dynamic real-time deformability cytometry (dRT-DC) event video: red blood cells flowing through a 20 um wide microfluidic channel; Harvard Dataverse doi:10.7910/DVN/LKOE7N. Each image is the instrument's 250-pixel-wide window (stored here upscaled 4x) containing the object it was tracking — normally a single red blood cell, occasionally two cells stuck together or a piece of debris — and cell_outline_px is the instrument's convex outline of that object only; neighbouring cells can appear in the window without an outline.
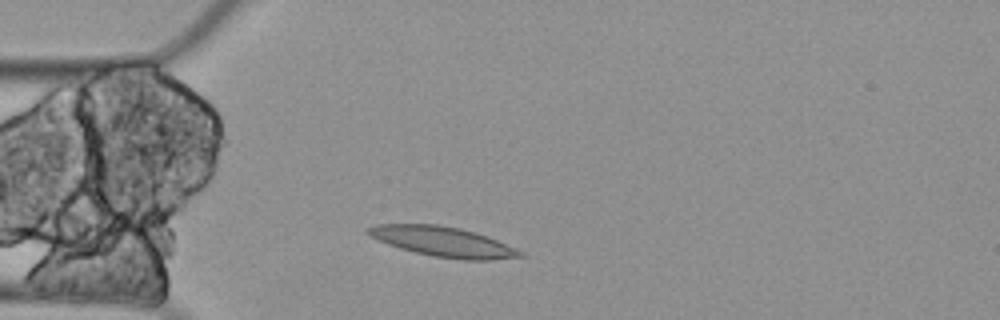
{"species": "Egyptian fruit bat (a non-hibernating species)", "species_latin": "Rousettus aegyptiacus", "temperature_condition": "cold", "stored_images_in_passage": 2, "camera_frame_rate_fps": 3000, "um_per_image_px": 0.085, "animal": {"sex": "female"}, "frame": {"image": 1, "passage_image": 2, "time_ms": 0.333, "image_size_px": [1000, 320], "cell_outline_px": [[524, 256], [492, 260], [464, 260], [436, 256], [416, 252], [400, 248], [388, 244], [364, 232], [364, 228], [376, 224], [436, 224], [460, 228], [496, 240], [524, 252]], "centroid_in_image_um": [37.62, 20.54], "position_along_channel_um": 47.4, "area_um2": 26.13}}